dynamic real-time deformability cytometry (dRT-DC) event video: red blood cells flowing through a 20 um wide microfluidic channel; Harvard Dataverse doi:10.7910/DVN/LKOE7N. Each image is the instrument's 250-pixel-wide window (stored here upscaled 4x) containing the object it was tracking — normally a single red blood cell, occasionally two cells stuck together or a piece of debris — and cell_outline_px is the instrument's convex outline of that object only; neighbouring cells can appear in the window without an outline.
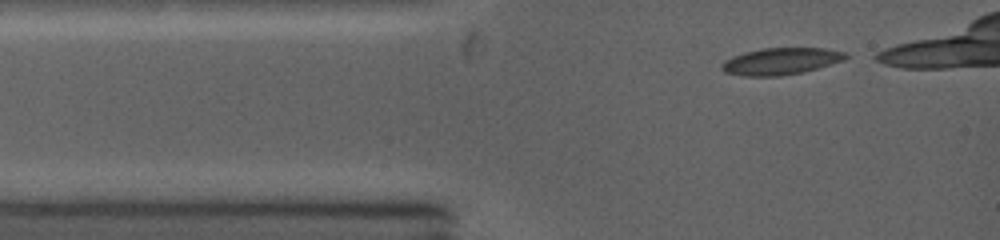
{"species": "common noctule bat (a hibernating species)", "species_latin": "Nyctalus noctula", "temperature_condition": "warm", "stored_images_in_passage": 5, "camera_frame_rate_fps": 5000, "um_per_image_px": 0.085, "animal": {"sex": "female", "body_mass_g": 19.0, "forearm_length_mm": 53.3}, "frame": {"image": 1, "passage_image": 1, "time_ms": 0.0, "image_size_px": [1000, 240], "cell_outline_px": [[848, 56], [844, 60], [816, 68], [800, 72], [776, 76], [748, 76], [724, 72], [720, 68], [732, 56], [744, 52], [764, 48], [820, 48], [844, 52]], "centroid_in_image_um": [66.36, 5.2], "position_along_channel_um": 18.6, "area_um2": 18.84}}
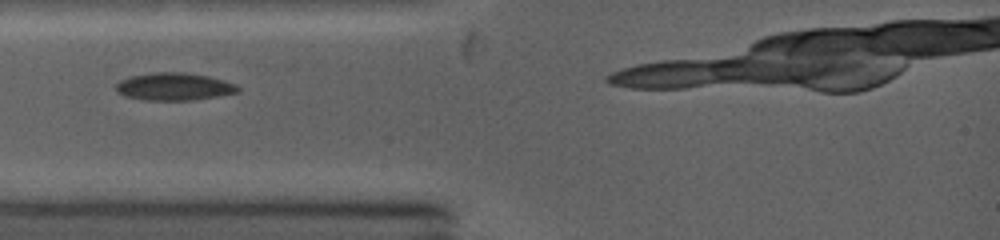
{"frame": {"image": 2, "passage_image": 3, "time_ms": 1.8, "image_size_px": [1000, 240], "cell_outline_px": [[240, 88], [236, 92], [216, 96], [192, 100], [144, 100], [124, 96], [116, 88], [116, 84], [120, 80], [132, 76], [156, 72], [180, 72], [208, 76], [232, 84]], "centroid_in_image_um": [14.74, 7.36], "position_along_channel_um": 70.3, "area_um2": 19.07}}